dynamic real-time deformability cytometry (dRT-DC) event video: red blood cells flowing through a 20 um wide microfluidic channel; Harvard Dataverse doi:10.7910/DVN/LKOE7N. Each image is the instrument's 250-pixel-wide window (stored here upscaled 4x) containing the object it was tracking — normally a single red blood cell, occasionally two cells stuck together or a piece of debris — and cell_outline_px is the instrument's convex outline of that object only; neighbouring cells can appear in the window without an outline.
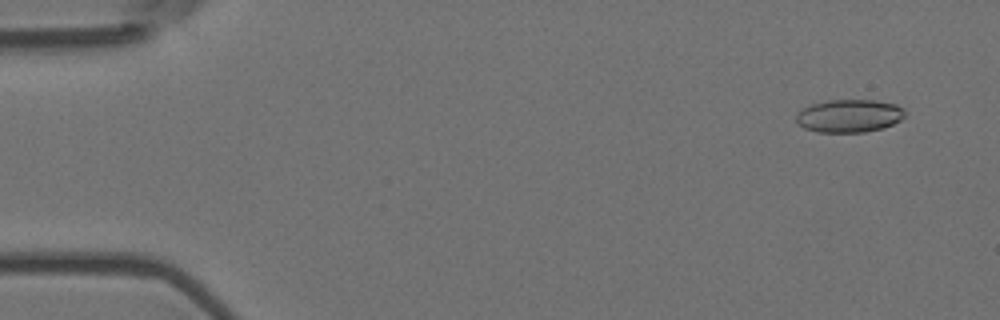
{"species": "Egyptian fruit bat (a non-hibernating species)", "species_latin": "Rousettus aegyptiacus", "temperature_condition": "room temperature", "stored_images_in_passage": 16, "camera_frame_rate_fps": 3000, "um_per_image_px": 0.085, "animal": {"sex": "female"}, "frame": {"image": 1, "passage_image": 4, "time_ms": 1.0, "image_size_px": [1000, 320], "cell_outline_px": [[904, 116], [900, 120], [892, 124], [880, 128], [864, 132], [816, 132], [804, 128], [796, 120], [796, 112], [812, 104], [828, 100], [876, 100], [896, 104], [904, 108]], "centroid_in_image_um": [72.17, 9.84], "position_along_channel_um": 12.8, "area_um2": 20.81}}
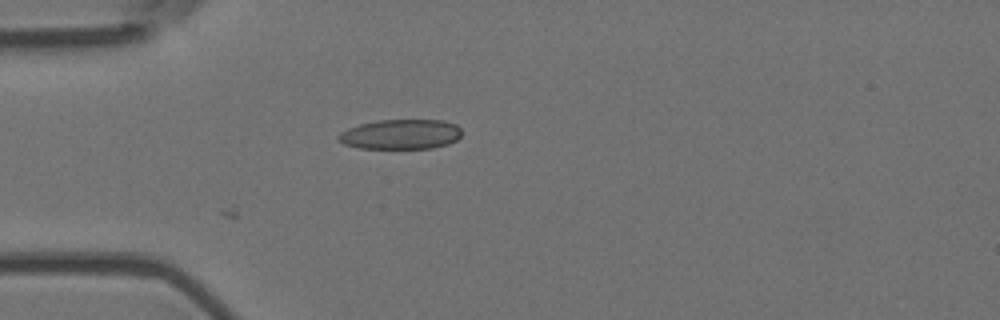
{"frame": {"image": 2, "passage_image": 16, "time_ms": 5.0, "image_size_px": [1000, 320], "cell_outline_px": [[460, 136], [456, 140], [448, 144], [432, 148], [360, 148], [344, 144], [336, 136], [340, 132], [348, 128], [360, 124], [380, 120], [444, 120], [456, 124], [460, 128]], "centroid_in_image_um": [34.07, 11.41], "position_along_channel_um": 50.9, "area_um2": 21.39}}